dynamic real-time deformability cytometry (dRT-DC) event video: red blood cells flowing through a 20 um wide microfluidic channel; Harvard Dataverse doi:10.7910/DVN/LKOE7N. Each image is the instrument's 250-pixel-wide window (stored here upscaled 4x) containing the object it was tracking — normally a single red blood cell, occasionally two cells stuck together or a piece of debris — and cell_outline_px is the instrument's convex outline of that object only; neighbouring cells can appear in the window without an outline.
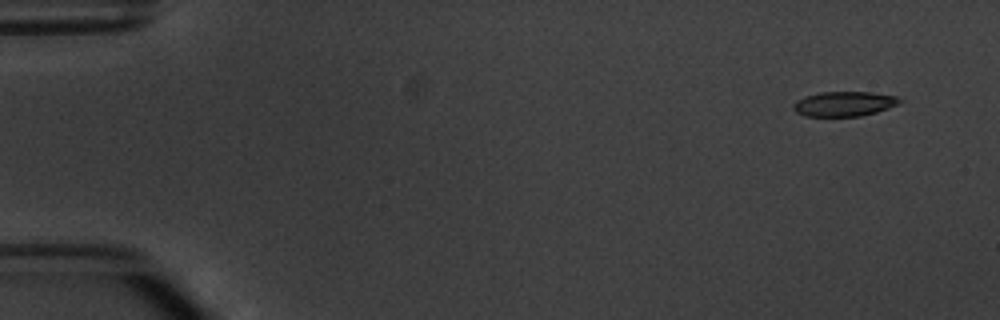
{"species": "common noctule bat (a hibernating species)", "species_latin": "Nyctalus noctula", "temperature_condition": "warm", "stored_images_in_passage": 4, "camera_frame_rate_fps": 3000, "um_per_image_px": 0.085, "animal": {"sex": "male", "body_mass_g": 20.1, "forearm_length_mm": 53.5}, "frame": {"image": 1, "passage_image": 1, "time_ms": 0.0, "image_size_px": [1000, 320], "cell_outline_px": [[904, 100], [900, 104], [876, 112], [860, 116], [804, 116], [796, 112], [792, 108], [792, 104], [796, 100], [804, 96], [820, 92], [872, 92], [896, 96]], "centroid_in_image_um": [71.75, 8.82], "position_along_channel_um": 13.3, "area_um2": 15.55}}
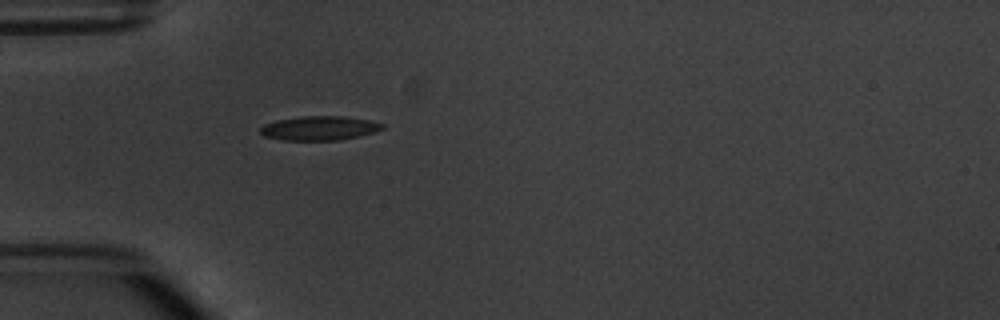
{"frame": {"image": 2, "passage_image": 4, "time_ms": 4.333, "image_size_px": [1000, 320], "cell_outline_px": [[384, 128], [360, 136], [340, 140], [280, 140], [264, 136], [260, 132], [260, 128], [264, 124], [276, 120], [304, 116], [340, 116], [368, 120], [384, 124]], "centroid_in_image_um": [27.11, 10.9], "position_along_channel_um": 57.9, "area_um2": 17.11}}